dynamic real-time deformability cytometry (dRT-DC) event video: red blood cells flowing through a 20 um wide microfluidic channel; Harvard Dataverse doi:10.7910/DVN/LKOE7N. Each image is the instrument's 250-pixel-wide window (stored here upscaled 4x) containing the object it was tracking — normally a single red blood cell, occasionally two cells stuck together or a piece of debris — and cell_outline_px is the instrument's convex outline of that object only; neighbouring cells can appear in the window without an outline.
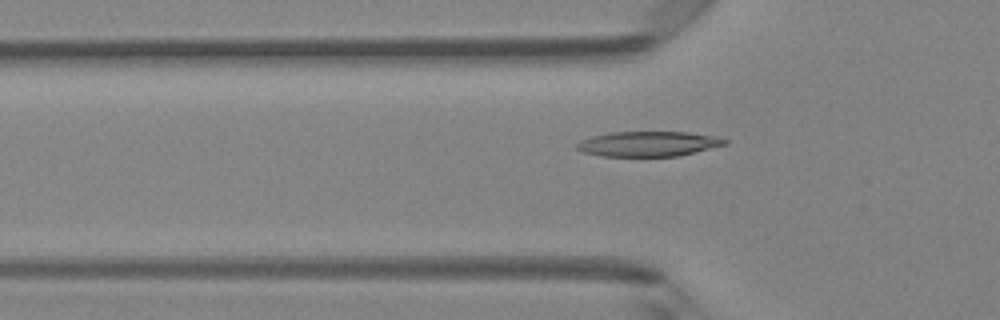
{"species": "Egyptian fruit bat (a non-hibernating species)", "species_latin": "Rousettus aegyptiacus", "temperature_condition": "room temperature", "stored_images_in_passage": 40, "camera_frame_rate_fps": 3000, "um_per_image_px": 0.085, "animal": {"sex": "female"}, "frame": {"image": 1, "passage_image": 11, "time_ms": 3.333, "image_size_px": [1000, 320], "cell_outline_px": [[728, 144], [680, 156], [600, 156], [584, 152], [576, 148], [576, 144], [580, 140], [592, 136], [612, 132], [688, 132], [716, 136], [728, 140]], "centroid_in_image_um": [55.14, 12.23], "position_along_channel_um": 70.7, "area_um2": 21.68}}
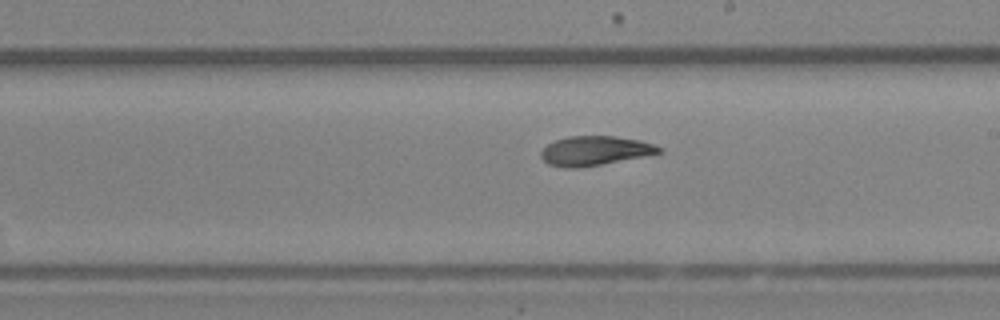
{"frame": {"image": 2, "passage_image": 23, "time_ms": 7.333, "image_size_px": [1000, 320], "cell_outline_px": [[664, 152], [644, 156], [600, 164], [576, 168], [564, 168], [548, 164], [540, 156], [540, 152], [548, 144], [556, 140], [568, 136], [616, 136], [640, 140], [664, 148]], "centroid_in_image_um": [50.57, 12.81], "position_along_channel_um": 238.4, "area_um2": 20.11}}
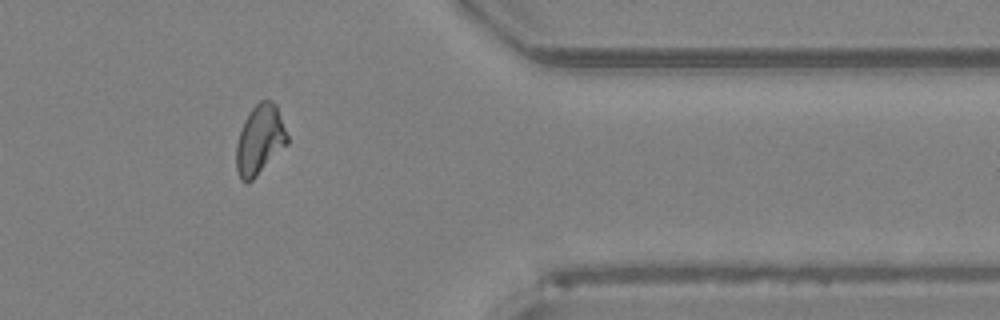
{"frame": {"image": 3, "passage_image": 35, "time_ms": 11.333, "image_size_px": [1000, 320], "cell_outline_px": [[288, 144], [252, 180], [240, 180], [236, 168], [236, 144], [244, 120], [252, 108], [260, 100], [272, 100], [276, 104], [288, 136]], "centroid_in_image_um": [22.09, 11.86], "position_along_channel_um": 389.3, "area_um2": 20.52}, "authors_computed_cell_mechanics": {"area_um2": 20.8369, "velocity_mm_per_s": 4.1928, "shape_relaxation_time_tau1_ms": null, "shape_relaxation_time_tau2_ms": 2.3164, "deformation_change_tau1": null, "deformation_change_tau2": 0.071}}